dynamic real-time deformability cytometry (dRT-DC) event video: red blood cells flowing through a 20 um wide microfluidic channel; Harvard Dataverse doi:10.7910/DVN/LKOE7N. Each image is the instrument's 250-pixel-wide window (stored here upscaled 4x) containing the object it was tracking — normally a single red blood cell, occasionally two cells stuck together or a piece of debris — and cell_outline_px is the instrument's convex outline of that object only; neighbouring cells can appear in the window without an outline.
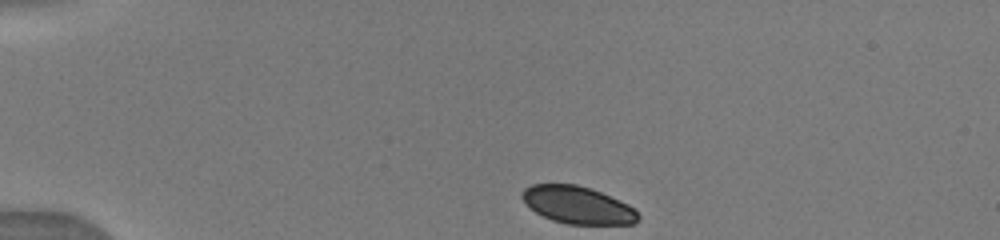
{"species": "human", "species_latin": "Homo sapiens", "temperature_condition": "warm", "stored_images_in_passage": 7, "camera_frame_rate_fps": 3000, "um_per_image_px": 0.085, "donor": {"sex": "male"}, "frame": {"image": 1, "passage_image": 1, "time_ms": 0.0, "image_size_px": [1000, 240], "cell_outline_px": [[640, 216], [632, 224], [568, 224], [552, 220], [536, 212], [524, 204], [520, 196], [524, 188], [532, 184], [576, 184], [600, 192], [628, 204]], "centroid_in_image_um": [49.04, 17.42], "position_along_channel_um": 36.0, "area_um2": 25.09}}